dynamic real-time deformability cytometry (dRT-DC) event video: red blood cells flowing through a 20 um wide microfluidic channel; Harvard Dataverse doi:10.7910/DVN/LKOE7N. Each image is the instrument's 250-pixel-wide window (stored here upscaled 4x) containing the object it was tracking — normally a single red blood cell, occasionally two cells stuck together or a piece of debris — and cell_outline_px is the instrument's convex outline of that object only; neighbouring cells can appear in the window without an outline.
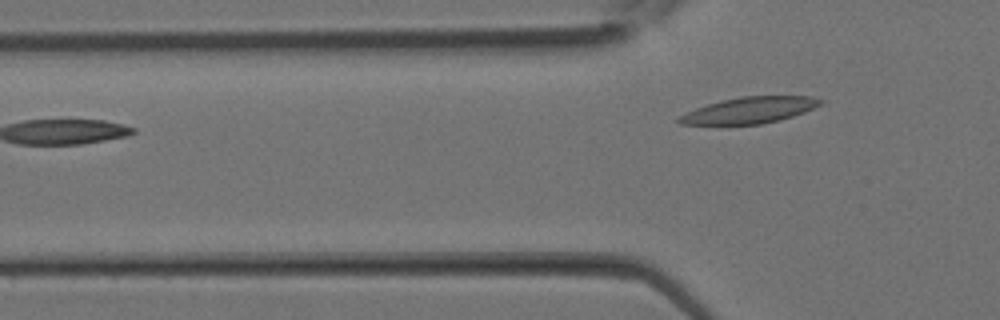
{"species": "Egyptian fruit bat (a non-hibernating species)", "species_latin": "Rousettus aegyptiacus", "temperature_condition": "room temperature", "stored_images_in_passage": 5, "segment_of_instrument_passage": [2, 2], "camera_frame_rate_fps": 3000, "um_per_image_px": 0.085, "animal": {"sex": "female"}, "frame": {"image": 1, "passage_image": 5, "time_ms": 1.333, "image_size_px": [1000, 320], "cell_outline_px": [[824, 104], [804, 112], [780, 120], [760, 124], [680, 124], [676, 120], [676, 116], [696, 108], [720, 100], [740, 96], [812, 96], [824, 100]], "centroid_in_image_um": [63.72, 9.36], "position_along_channel_um": 62.1, "area_um2": 21.73}}